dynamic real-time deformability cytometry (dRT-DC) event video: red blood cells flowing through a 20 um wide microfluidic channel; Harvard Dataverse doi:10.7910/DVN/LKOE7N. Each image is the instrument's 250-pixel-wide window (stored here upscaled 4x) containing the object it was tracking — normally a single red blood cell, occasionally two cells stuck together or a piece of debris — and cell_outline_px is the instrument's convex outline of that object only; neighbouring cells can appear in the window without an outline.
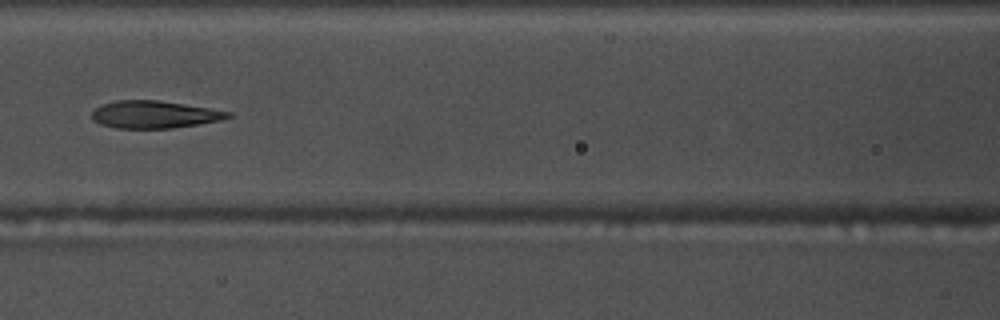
{"species": "common noctule bat (a hibernating species)", "species_latin": "Nyctalus noctula", "temperature_condition": "warm", "stored_images_in_passage": 53, "camera_frame_rate_fps": 3000, "um_per_image_px": 0.085, "animal": {"sex": "male", "body_mass_g": 17.5, "forearm_length_mm": 52.3}, "frame": {"image": 1, "passage_image": 23, "time_ms": 7.333, "image_size_px": [1000, 320], "cell_outline_px": [[232, 116], [220, 120], [200, 124], [172, 128], [116, 128], [100, 124], [92, 120], [92, 112], [96, 108], [104, 104], [116, 100], [156, 100], [184, 104], [232, 112]], "centroid_in_image_um": [13.11, 9.74], "position_along_channel_um": 153.5, "area_um2": 21.62}}
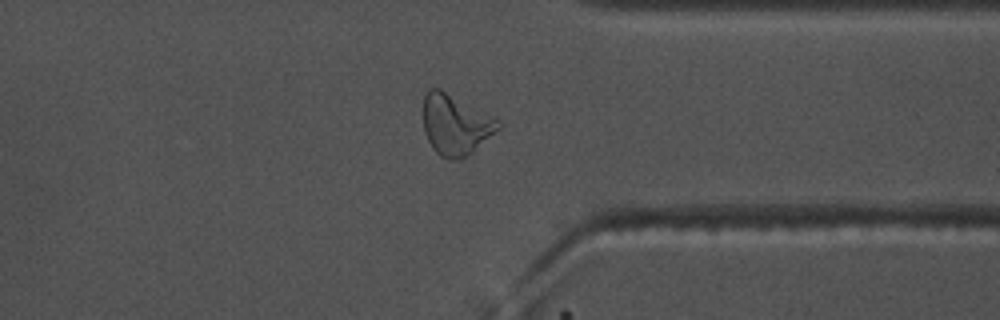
{"frame": {"image": 2, "passage_image": 41, "time_ms": 13.333, "image_size_px": [1000, 320], "cell_outline_px": [[500, 128], [496, 132], [472, 152], [460, 160], [448, 160], [440, 156], [432, 148], [424, 132], [424, 96], [428, 88], [440, 88], [492, 116], [500, 124]], "centroid_in_image_um": [38.69, 10.61], "position_along_channel_um": 372.7, "area_um2": 26.24}}
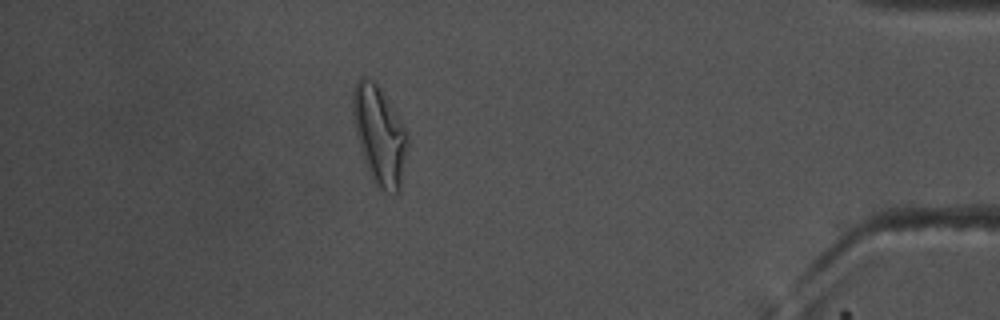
{"frame": {"image": 3, "passage_image": 47, "time_ms": 15.333, "image_size_px": [1000, 320], "cell_outline_px": [[408, 144], [400, 192], [396, 196], [392, 196], [380, 188], [372, 180], [364, 160], [356, 136], [352, 116], [352, 88], [356, 80], [360, 76], [368, 76], [376, 80], [404, 124], [408, 132]], "centroid_in_image_um": [32.26, 11.45], "position_along_channel_um": 402.9, "area_um2": 32.37}, "authors_computed_cell_mechanics": {"area_um2": 23.2356, "velocity_mm_per_s": 3.7284, "shape_relaxation_time_tau1_ms": null, "shape_relaxation_time_tau2_ms": 2.3727, "deformation_change_tau1": null, "deformation_change_tau2": 0.1}}